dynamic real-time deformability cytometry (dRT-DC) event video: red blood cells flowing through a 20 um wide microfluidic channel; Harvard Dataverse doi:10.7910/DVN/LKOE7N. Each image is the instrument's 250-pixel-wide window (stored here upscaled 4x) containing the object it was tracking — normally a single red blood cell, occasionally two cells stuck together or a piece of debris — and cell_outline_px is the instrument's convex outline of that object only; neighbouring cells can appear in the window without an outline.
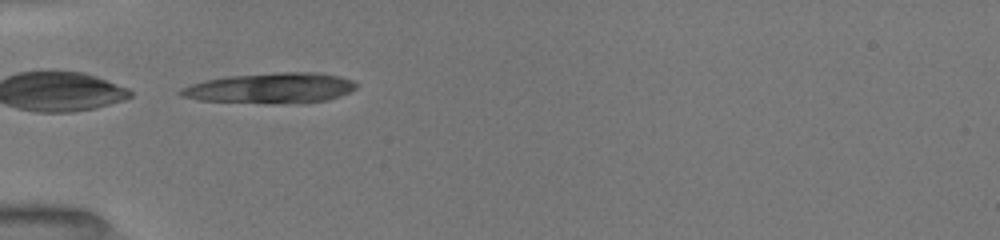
{"species": "common noctule bat (a hibernating species)", "species_latin": "Nyctalus noctula", "temperature_condition": "room temperature", "stored_images_in_passage": 11, "camera_frame_rate_fps": 3000, "um_per_image_px": 0.085, "animal": {"sex": "female", "body_mass_g": 19.5, "forearm_length_mm": 54.1}, "frame": {"image": 1, "passage_image": 1, "time_ms": 0.0, "image_size_px": [1000, 240], "cell_outline_px": [[356, 88], [340, 96], [328, 100], [300, 104], [268, 104], [196, 100], [180, 96], [176, 92], [180, 88], [204, 80], [228, 76], [276, 72], [320, 72], [340, 76], [352, 80], [356, 84]], "centroid_in_image_um": [22.98, 7.5], "position_along_channel_um": 62.0, "area_um2": 31.85}}